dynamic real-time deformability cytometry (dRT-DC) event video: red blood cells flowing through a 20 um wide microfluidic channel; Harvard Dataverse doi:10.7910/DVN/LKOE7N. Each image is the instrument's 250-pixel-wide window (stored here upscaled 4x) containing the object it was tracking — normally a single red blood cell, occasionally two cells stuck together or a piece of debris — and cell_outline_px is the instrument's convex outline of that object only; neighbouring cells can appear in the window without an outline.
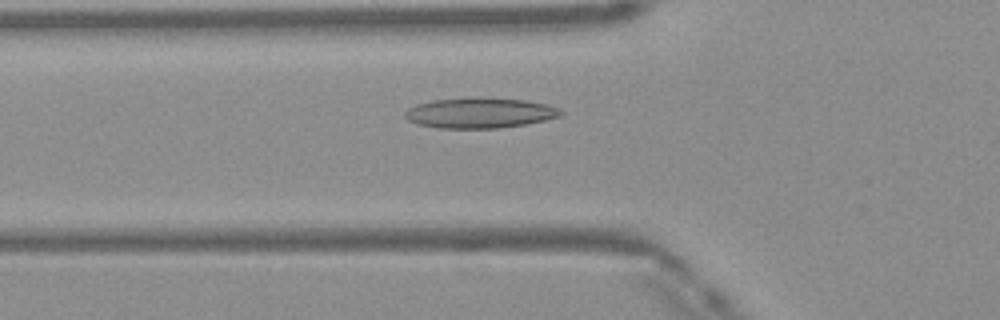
{"species": "Egyptian fruit bat (a non-hibernating species)", "species_latin": "Rousettus aegyptiacus", "temperature_condition": "warm", "stored_images_in_passage": 45, "camera_frame_rate_fps": 3000, "um_per_image_px": 0.085, "frame": {"image": 1, "passage_image": 13, "time_ms": 4.0, "image_size_px": [1000, 320], "cell_outline_px": [[564, 112], [560, 116], [544, 120], [524, 124], [500, 128], [440, 128], [416, 124], [408, 120], [404, 116], [404, 112], [408, 108], [416, 104], [432, 100], [524, 100], [544, 104], [560, 108]], "centroid_in_image_um": [40.75, 9.64], "position_along_channel_um": 85.0, "area_um2": 26.47}}
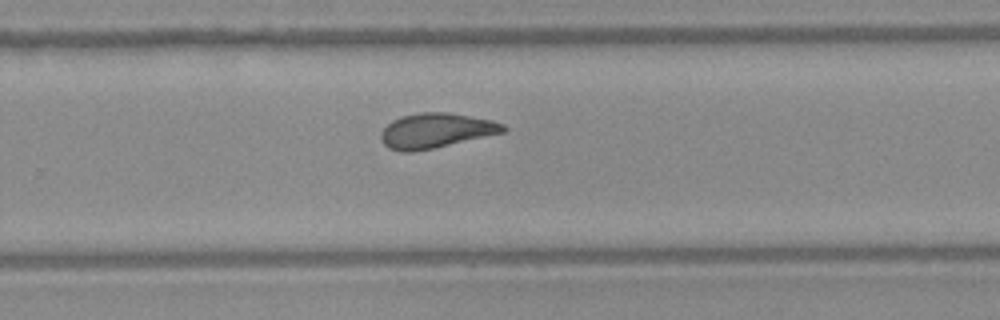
{"frame": {"image": 2, "passage_image": 28, "time_ms": 9.0, "image_size_px": [1000, 320], "cell_outline_px": [[508, 128], [504, 132], [432, 148], [412, 152], [400, 152], [388, 148], [384, 144], [380, 136], [380, 132], [392, 120], [404, 116], [420, 112], [444, 112], [492, 120], [504, 124]], "centroid_in_image_um": [37.03, 11.1], "position_along_channel_um": 292.8, "area_um2": 24.51}}
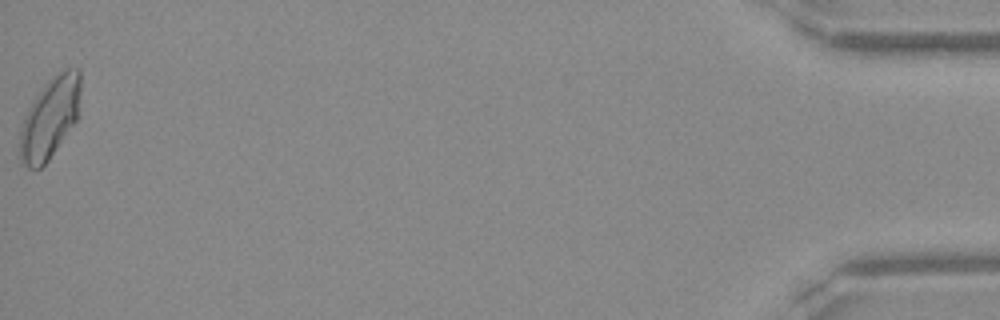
{"frame": {"image": 3, "passage_image": 45, "time_ms": 14.667, "image_size_px": [1000, 320], "cell_outline_px": [[80, 92], [76, 120], [48, 160], [40, 168], [28, 168], [20, 160], [20, 132], [28, 108], [44, 84], [52, 76], [64, 68], [80, 68]], "centroid_in_image_um": [4.24, 9.99], "position_along_channel_um": 431.0, "area_um2": 28.15}, "authors_computed_cell_mechanics": {"area_um2": 25.0852, "velocity_mm_per_s": 4.1365, "shape_relaxation_time_tau1_ms": 6.0517, "shape_relaxation_time_tau2_ms": 1.8284, "deformation_change_tau1": 0.1836, "deformation_change_tau2": 0.0822}}